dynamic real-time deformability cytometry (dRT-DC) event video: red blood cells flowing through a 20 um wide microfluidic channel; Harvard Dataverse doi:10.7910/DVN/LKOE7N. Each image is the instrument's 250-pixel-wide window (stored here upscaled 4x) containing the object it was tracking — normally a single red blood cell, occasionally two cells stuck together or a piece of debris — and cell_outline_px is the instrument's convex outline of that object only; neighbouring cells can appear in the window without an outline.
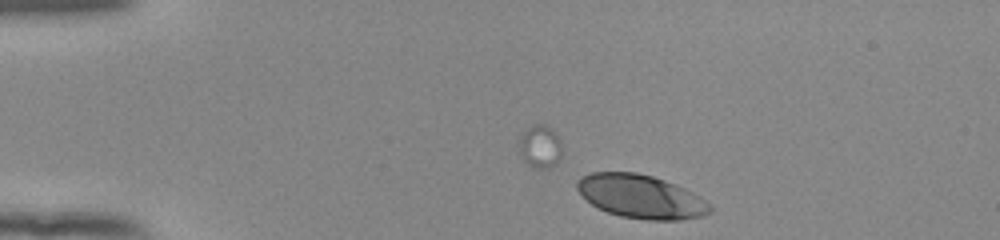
{"species": "human", "species_latin": "Homo sapiens", "temperature_condition": "room temperature", "stored_images_in_passage": 14, "camera_frame_rate_fps": 3000, "um_per_image_px": 0.085, "donor": {"sex": "female"}, "frame": {"image": 1, "passage_image": 1, "time_ms": 0.0, "image_size_px": [1000, 240], "cell_outline_px": [[712, 212], [704, 216], [680, 220], [648, 220], [620, 216], [608, 212], [592, 204], [576, 188], [576, 180], [592, 172], [636, 172], [652, 176], [676, 184], [692, 192], [704, 200], [712, 208]], "centroid_in_image_um": [54.5, 16.71], "position_along_channel_um": 30.5, "area_um2": 33.52}}
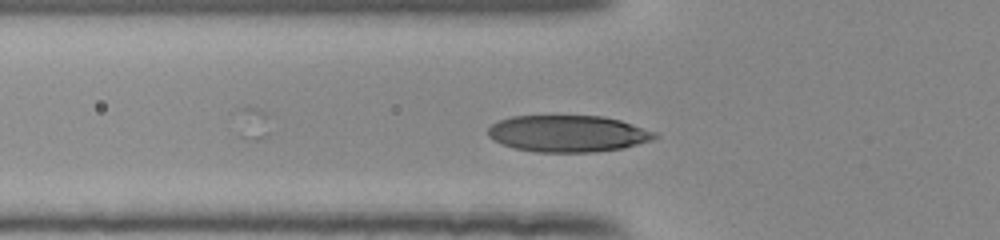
{"frame": {"image": 2, "passage_image": 10, "time_ms": 3.0, "image_size_px": [1000, 240], "cell_outline_px": [[660, 136], [652, 140], [620, 148], [592, 152], [536, 152], [516, 148], [504, 144], [488, 136], [488, 128], [492, 124], [500, 120], [512, 116], [604, 116], [620, 120], [656, 132]], "centroid_in_image_um": [48.29, 11.35], "position_along_channel_um": 77.5, "area_um2": 35.32}}
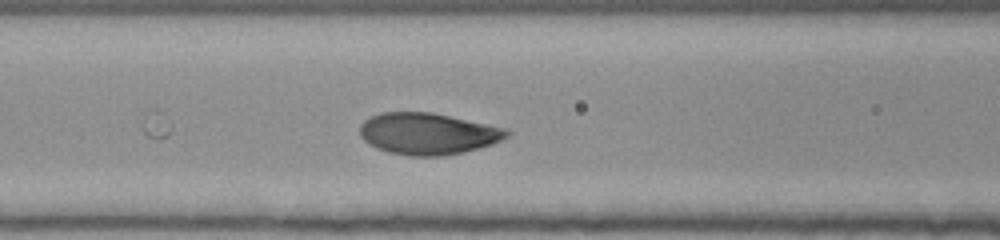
{"frame": {"image": 3, "passage_image": 14, "time_ms": 4.333, "image_size_px": [1000, 240], "cell_outline_px": [[512, 132], [508, 136], [492, 144], [464, 152], [440, 156], [408, 156], [388, 152], [376, 148], [368, 144], [360, 136], [360, 124], [368, 116], [380, 112], [432, 112], [504, 128]], "centroid_in_image_um": [36.31, 11.36], "position_along_channel_um": 130.3, "area_um2": 35.72}}